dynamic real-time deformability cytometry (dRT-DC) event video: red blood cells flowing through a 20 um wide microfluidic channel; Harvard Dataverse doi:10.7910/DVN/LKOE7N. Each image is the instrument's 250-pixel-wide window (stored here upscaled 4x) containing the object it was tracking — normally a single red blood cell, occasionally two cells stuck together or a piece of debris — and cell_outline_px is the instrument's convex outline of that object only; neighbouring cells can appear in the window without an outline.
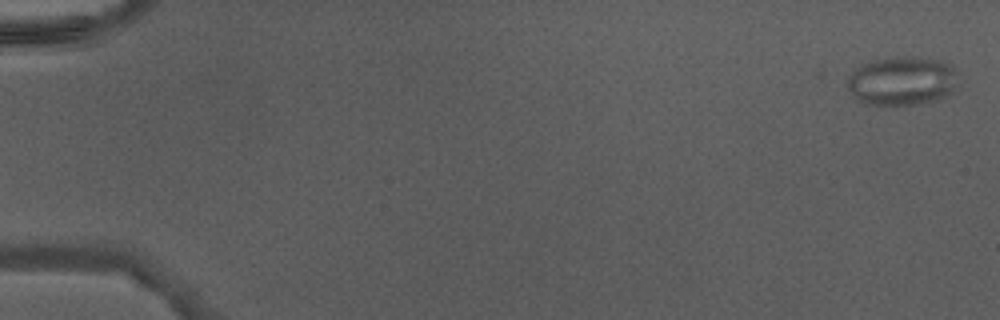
{"species": "Egyptian fruit bat (a non-hibernating species)", "species_latin": "Rousettus aegyptiacus", "temperature_condition": "warm", "stored_images_in_passage": 47, "camera_frame_rate_fps": 3000, "um_per_image_px": 0.085, "animal": {"sex": "male"}, "frame": {"image": 1, "passage_image": 1, "time_ms": 0.0, "image_size_px": [1000, 320], "cell_outline_px": [[952, 72], [948, 92], [944, 96], [936, 100], [912, 104], [864, 104], [856, 100], [848, 88], [848, 76], [852, 68], [860, 64], [876, 60], [904, 56], [936, 60], [948, 64], [952, 68]], "centroid_in_image_um": [76.48, 6.88], "position_along_channel_um": 8.5, "area_um2": 30.35}}
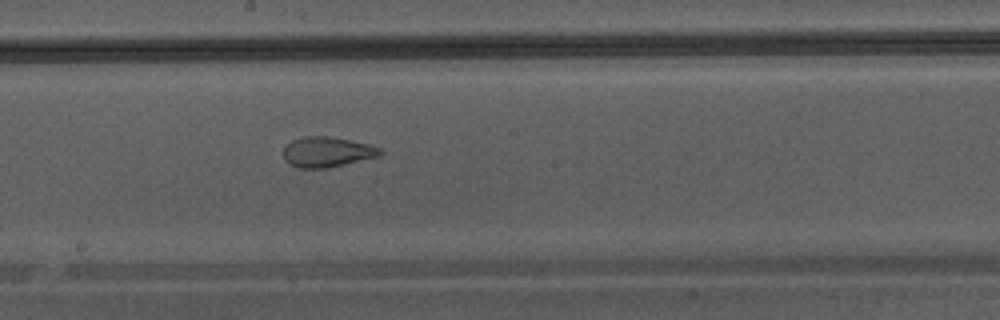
{"frame": {"image": 2, "passage_image": 27, "time_ms": 8.667, "image_size_px": [1000, 320], "cell_outline_px": [[384, 152], [380, 156], [328, 168], [300, 168], [288, 164], [284, 160], [284, 148], [292, 140], [304, 136], [328, 136], [368, 144], [380, 148]], "centroid_in_image_um": [27.8, 12.92], "position_along_channel_um": 220.4, "area_um2": 17.05}}
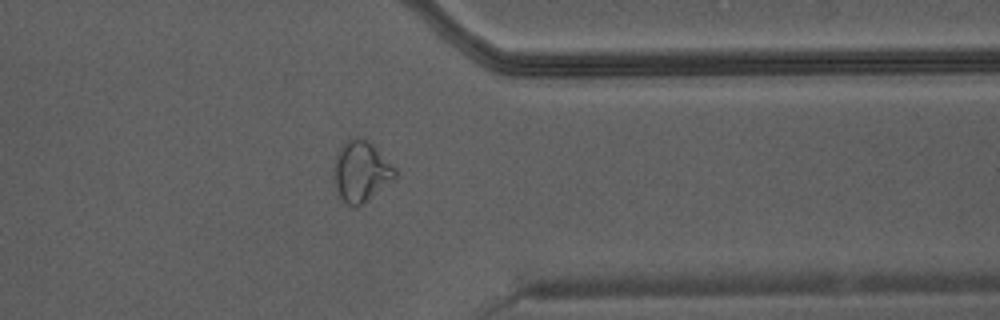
{"frame": {"image": 3, "passage_image": 38, "time_ms": 12.333, "image_size_px": [1000, 320], "cell_outline_px": [[396, 176], [368, 200], [356, 208], [352, 208], [340, 196], [336, 188], [332, 172], [336, 156], [340, 148], [352, 136], [356, 136], [368, 140], [396, 168]], "centroid_in_image_um": [30.67, 14.56], "position_along_channel_um": 380.7, "area_um2": 21.5}}